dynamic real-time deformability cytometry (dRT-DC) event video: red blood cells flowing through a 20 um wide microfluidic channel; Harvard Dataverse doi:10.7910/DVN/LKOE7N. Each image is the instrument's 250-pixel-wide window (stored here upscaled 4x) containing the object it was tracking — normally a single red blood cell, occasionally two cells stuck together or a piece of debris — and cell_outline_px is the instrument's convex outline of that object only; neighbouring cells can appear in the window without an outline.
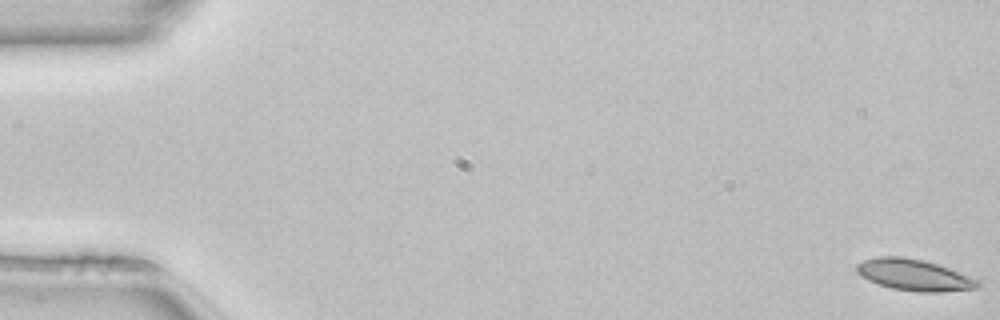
{"species": "common noctule bat (a hibernating species)", "species_latin": "Nyctalus noctula", "temperature_condition": "room temperature", "stored_images_in_passage": 50, "camera_frame_rate_fps": 3000, "um_per_image_px": 0.085, "animal": {"sex": "female", "body_mass_g": 22.7, "forearm_length_mm": 54.2}, "frame": {"image": 1, "passage_image": 1, "time_ms": 0.0, "image_size_px": [1000, 320], "cell_outline_px": [[980, 284], [976, 288], [940, 292], [920, 292], [892, 288], [868, 280], [860, 276], [856, 272], [856, 264], [864, 260], [876, 256], [900, 256], [924, 260], [948, 268], [980, 280]], "centroid_in_image_um": [77.67, 23.36], "position_along_channel_um": 7.3, "area_um2": 22.02}}
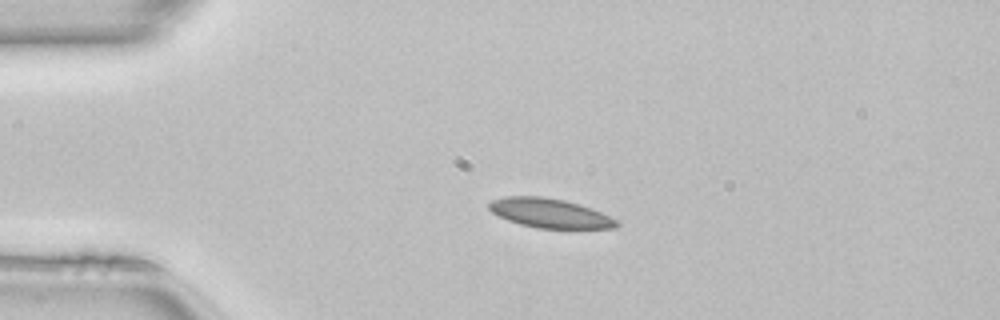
{"frame": {"image": 2, "passage_image": 12, "time_ms": 3.667, "image_size_px": [1000, 320], "cell_outline_px": [[620, 224], [616, 228], [536, 228], [520, 224], [508, 220], [492, 212], [488, 208], [488, 204], [492, 200], [504, 196], [540, 196], [564, 200], [580, 204], [592, 208], [616, 220]], "centroid_in_image_um": [46.72, 18.11], "position_along_channel_um": 38.3, "area_um2": 21.68}}
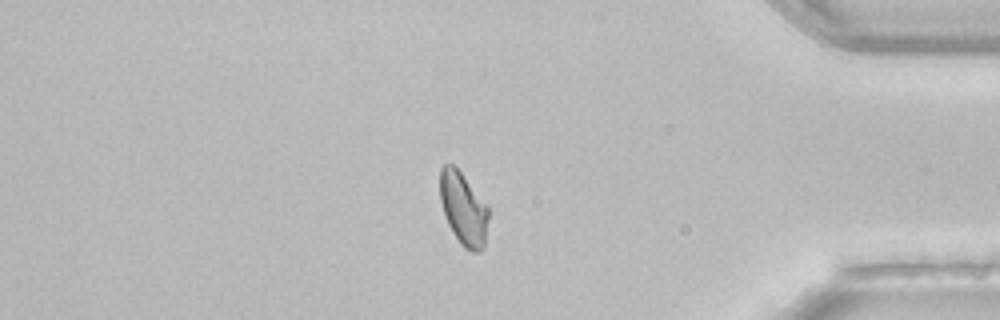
{"frame": {"image": 3, "passage_image": 43, "time_ms": 14.0, "image_size_px": [1000, 320], "cell_outline_px": [[488, 220], [484, 248], [480, 252], [472, 252], [464, 248], [460, 244], [452, 232], [444, 216], [440, 200], [440, 168], [444, 164], [452, 164], [460, 172], [488, 208]], "centroid_in_image_um": [39.37, 17.79], "position_along_channel_um": 395.8, "area_um2": 20.4}, "authors_computed_cell_mechanics": {"area_um2": 21.3571, "velocity_mm_per_s": 4.0988, "shape_relaxation_time_tau1_ms": null, "shape_relaxation_time_tau2_ms": 2.8513, "deformation_change_tau1": null, "deformation_change_tau2": 0.079}}